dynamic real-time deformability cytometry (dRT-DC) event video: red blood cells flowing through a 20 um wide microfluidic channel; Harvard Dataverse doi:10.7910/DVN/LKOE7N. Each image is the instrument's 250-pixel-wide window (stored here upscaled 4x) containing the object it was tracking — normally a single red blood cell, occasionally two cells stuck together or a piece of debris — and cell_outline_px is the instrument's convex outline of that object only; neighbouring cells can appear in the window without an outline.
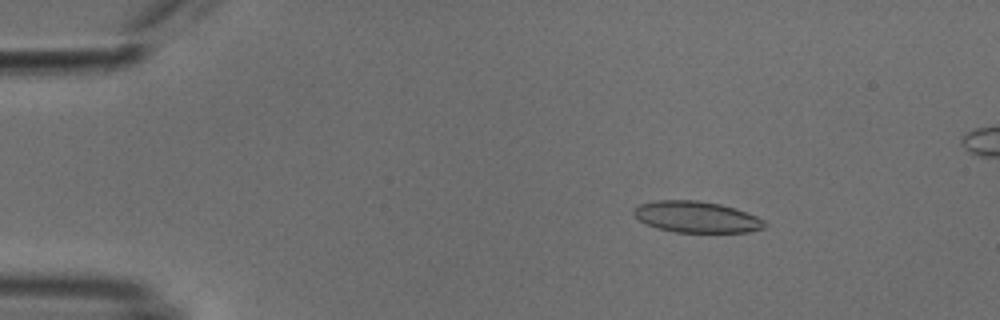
{"species": "common noctule bat (a hibernating species)", "species_latin": "Nyctalus noctula", "temperature_condition": "cold", "stored_images_in_passage": 47, "camera_frame_rate_fps": 3000, "um_per_image_px": 0.085, "animal": {"sex": "male", "body_mass_g": 18.8}, "frame": {"image": 1, "passage_image": 3, "time_ms": 0.667, "image_size_px": [1000, 320], "cell_outline_px": [[768, 224], [764, 228], [748, 232], [676, 232], [656, 228], [640, 220], [632, 212], [632, 208], [640, 204], [656, 200], [696, 200], [720, 204], [756, 216], [764, 220]], "centroid_in_image_um": [59.19, 18.44], "position_along_channel_um": 25.8, "area_um2": 23.7}}
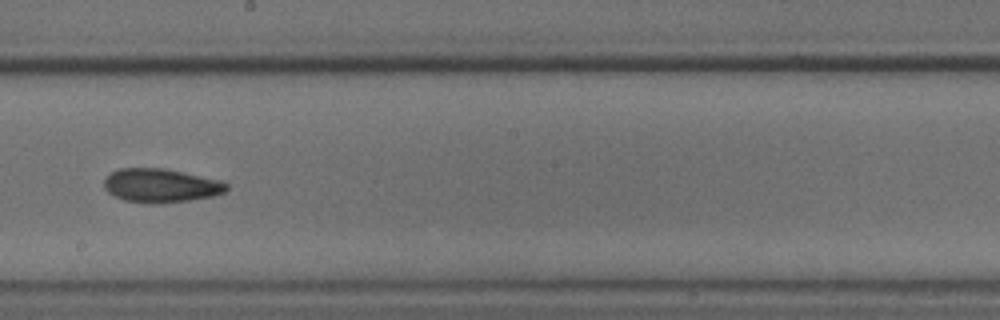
{"frame": {"image": 2, "passage_image": 25, "time_ms": 8.0, "image_size_px": [1000, 320], "cell_outline_px": [[228, 188], [224, 192], [212, 196], [188, 200], [156, 204], [124, 200], [108, 192], [104, 188], [104, 180], [112, 172], [120, 168], [164, 168], [220, 180], [228, 184]], "centroid_in_image_um": [13.66, 15.77], "position_along_channel_um": 234.5, "area_um2": 23.87}}
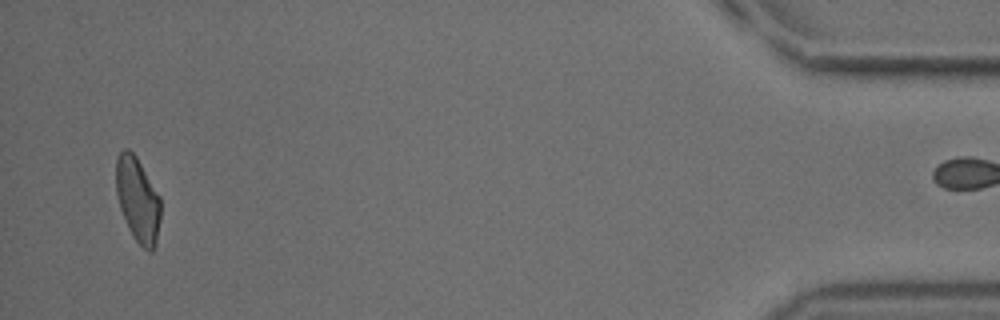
{"frame": {"image": 3, "passage_image": 46, "time_ms": 15.0, "image_size_px": [1000, 320], "cell_outline_px": [[160, 220], [156, 244], [152, 252], [148, 252], [136, 240], [128, 228], [120, 208], [116, 192], [116, 160], [120, 152], [124, 148], [128, 148], [136, 156], [160, 196]], "centroid_in_image_um": [11.71, 16.97], "position_along_channel_um": 423.5, "area_um2": 21.96}}